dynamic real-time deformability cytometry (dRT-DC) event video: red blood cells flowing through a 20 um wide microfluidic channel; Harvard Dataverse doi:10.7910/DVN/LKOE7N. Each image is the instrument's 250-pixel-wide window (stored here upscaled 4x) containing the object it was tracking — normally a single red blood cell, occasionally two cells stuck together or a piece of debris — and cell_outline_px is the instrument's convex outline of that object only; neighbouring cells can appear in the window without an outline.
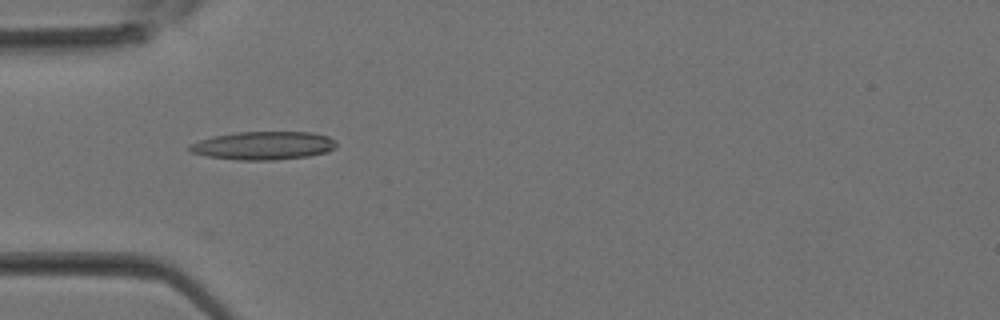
{"species": "Egyptian fruit bat (a non-hibernating species)", "species_latin": "Rousettus aegyptiacus", "temperature_condition": "room temperature", "stored_images_in_passage": 13, "camera_frame_rate_fps": 3000, "um_per_image_px": 0.085, "animal": {"sex": "female"}, "frame": {"image": 1, "passage_image": 5, "time_ms": 1.333, "image_size_px": [1000, 320], "cell_outline_px": [[336, 148], [328, 152], [308, 156], [276, 160], [240, 160], [208, 156], [188, 152], [188, 144], [212, 136], [236, 132], [312, 132], [328, 136], [336, 140]], "centroid_in_image_um": [22.39, 12.37], "position_along_channel_um": 62.6, "area_um2": 24.39}}
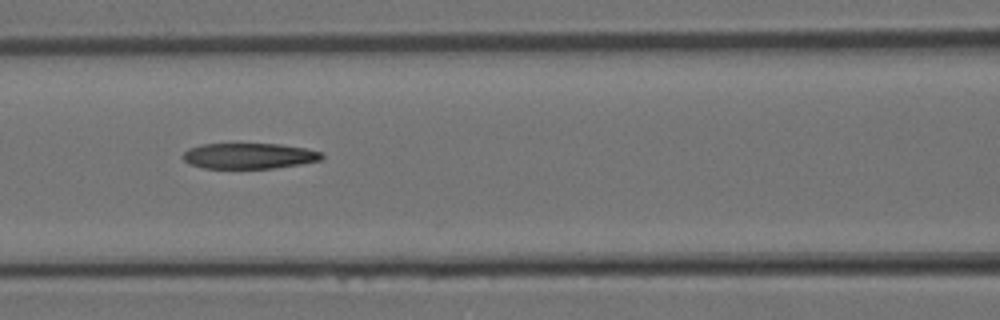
{"frame": {"image": 2, "passage_image": 9, "time_ms": 2.667, "image_size_px": [1000, 320], "cell_outline_px": [[324, 156], [320, 160], [300, 164], [272, 168], [204, 168], [188, 164], [180, 156], [188, 148], [200, 144], [280, 144], [304, 148], [320, 152]], "centroid_in_image_um": [21.1, 13.25], "position_along_channel_um": 145.5, "area_um2": 20.75}}
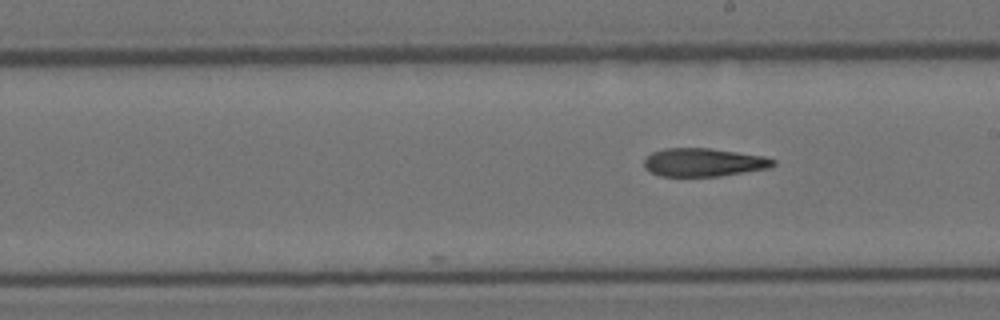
{"frame": {"image": 3, "passage_image": 13, "time_ms": 4.0, "image_size_px": [1000, 320], "cell_outline_px": [[776, 164], [768, 168], [720, 176], [660, 176], [644, 168], [644, 160], [652, 152], [664, 148], [708, 148], [764, 156], [776, 160]], "centroid_in_image_um": [59.8, 13.8], "position_along_channel_um": 229.2, "area_um2": 21.15}}